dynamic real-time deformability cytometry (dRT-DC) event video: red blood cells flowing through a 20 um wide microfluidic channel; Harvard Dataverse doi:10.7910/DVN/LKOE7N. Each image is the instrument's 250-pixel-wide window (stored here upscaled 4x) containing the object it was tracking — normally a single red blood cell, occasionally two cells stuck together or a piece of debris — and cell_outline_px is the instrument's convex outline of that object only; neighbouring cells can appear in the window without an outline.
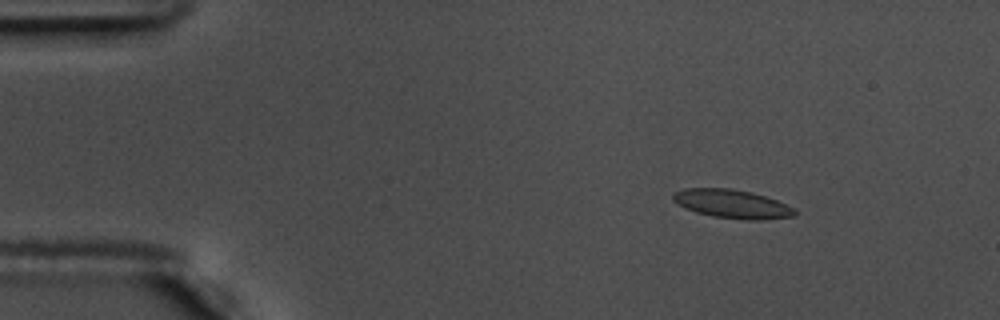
{"species": "common noctule bat (a hibernating species)", "species_latin": "Nyctalus noctula", "temperature_condition": "warm", "stored_images_in_passage": 56, "camera_frame_rate_fps": 3000, "um_per_image_px": 0.085, "animal": {"sex": "male", "body_mass_g": 17.5, "forearm_length_mm": 52.3}, "frame": {"image": 1, "passage_image": 8, "time_ms": 2.333, "image_size_px": [1000, 320], "cell_outline_px": [[796, 212], [792, 216], [760, 220], [744, 220], [712, 216], [696, 212], [684, 208], [676, 204], [672, 200], [672, 192], [684, 188], [732, 188], [752, 192], [776, 200], [792, 208]], "centroid_in_image_um": [62.13, 17.32], "position_along_channel_um": 22.9, "area_um2": 20.35}}
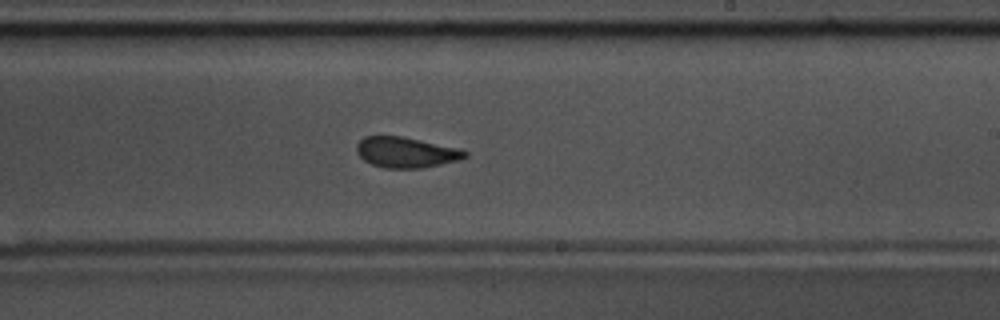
{"frame": {"image": 2, "passage_image": 34, "time_ms": 11.0, "image_size_px": [1000, 320], "cell_outline_px": [[468, 156], [460, 160], [424, 168], [384, 168], [372, 164], [364, 160], [356, 152], [356, 144], [364, 136], [400, 136], [460, 148], [468, 152]], "centroid_in_image_um": [34.53, 12.95], "position_along_channel_um": 254.5, "area_um2": 19.42}}
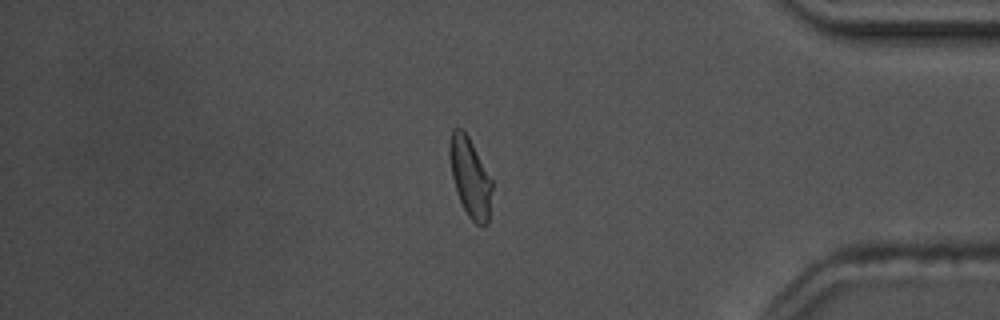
{"frame": {"image": 3, "passage_image": 48, "time_ms": 15.667, "image_size_px": [1000, 320], "cell_outline_px": [[492, 188], [488, 224], [476, 224], [468, 216], [460, 200], [452, 176], [448, 152], [448, 144], [452, 128], [460, 128], [468, 136], [492, 180]], "centroid_in_image_um": [39.94, 15.05], "position_along_channel_um": 395.3, "area_um2": 19.36}, "authors_computed_cell_mechanics": {"area_um2": 19.7387, "velocity_mm_per_s": 3.6272, "shape_relaxation_time_tau1_ms": 5.673, "shape_relaxation_time_tau2_ms": 1.3188, "deformation_change_tau1": 0.1703, "deformation_change_tau2": 0.0959}}